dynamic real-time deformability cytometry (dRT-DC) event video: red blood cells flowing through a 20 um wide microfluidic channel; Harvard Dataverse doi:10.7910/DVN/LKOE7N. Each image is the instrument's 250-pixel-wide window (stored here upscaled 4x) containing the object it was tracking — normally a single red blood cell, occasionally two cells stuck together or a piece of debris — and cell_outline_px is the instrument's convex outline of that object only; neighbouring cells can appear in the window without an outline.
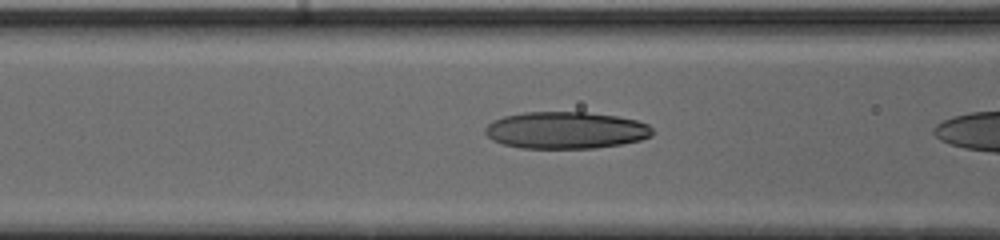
{"species": "human", "species_latin": "Homo sapiens", "temperature_condition": "cold", "stored_images_in_passage": 22, "camera_frame_rate_fps": 3000, "um_per_image_px": 0.085, "donor": {"sex": "male"}, "frame": {"image": 1, "passage_image": 21, "time_ms": 6.667, "image_size_px": [1000, 240], "cell_outline_px": [[652, 136], [640, 140], [620, 144], [596, 148], [520, 148], [504, 144], [492, 140], [484, 132], [484, 128], [492, 120], [504, 116], [524, 112], [584, 112], [616, 116], [636, 120], [648, 124], [652, 128]], "centroid_in_image_um": [48.07, 11.07], "position_along_channel_um": 118.5, "area_um2": 36.07}}